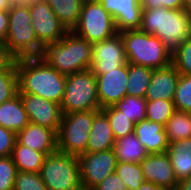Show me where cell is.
<instances>
[{"mask_svg": "<svg viewBox=\"0 0 191 190\" xmlns=\"http://www.w3.org/2000/svg\"><path fill=\"white\" fill-rule=\"evenodd\" d=\"M166 153L178 182L191 176V138L170 142Z\"/></svg>", "mask_w": 191, "mask_h": 190, "instance_id": "7402d4cb", "label": "cell"}, {"mask_svg": "<svg viewBox=\"0 0 191 190\" xmlns=\"http://www.w3.org/2000/svg\"><path fill=\"white\" fill-rule=\"evenodd\" d=\"M93 44L69 31L58 42L47 45L41 55L59 73L70 75L90 69Z\"/></svg>", "mask_w": 191, "mask_h": 190, "instance_id": "3957f363", "label": "cell"}, {"mask_svg": "<svg viewBox=\"0 0 191 190\" xmlns=\"http://www.w3.org/2000/svg\"><path fill=\"white\" fill-rule=\"evenodd\" d=\"M40 176L48 190H72L81 185L77 156L59 152L46 155Z\"/></svg>", "mask_w": 191, "mask_h": 190, "instance_id": "ba28073f", "label": "cell"}, {"mask_svg": "<svg viewBox=\"0 0 191 190\" xmlns=\"http://www.w3.org/2000/svg\"><path fill=\"white\" fill-rule=\"evenodd\" d=\"M136 190H164L152 182L144 181L142 185Z\"/></svg>", "mask_w": 191, "mask_h": 190, "instance_id": "7bdbcfd3", "label": "cell"}, {"mask_svg": "<svg viewBox=\"0 0 191 190\" xmlns=\"http://www.w3.org/2000/svg\"><path fill=\"white\" fill-rule=\"evenodd\" d=\"M113 150L117 162L140 163L148 155L134 133L115 140Z\"/></svg>", "mask_w": 191, "mask_h": 190, "instance_id": "603a6c76", "label": "cell"}, {"mask_svg": "<svg viewBox=\"0 0 191 190\" xmlns=\"http://www.w3.org/2000/svg\"><path fill=\"white\" fill-rule=\"evenodd\" d=\"M134 134L148 154L166 153L169 142L164 125L144 119L135 124Z\"/></svg>", "mask_w": 191, "mask_h": 190, "instance_id": "d6986e66", "label": "cell"}, {"mask_svg": "<svg viewBox=\"0 0 191 190\" xmlns=\"http://www.w3.org/2000/svg\"><path fill=\"white\" fill-rule=\"evenodd\" d=\"M140 30L157 36L173 54L184 40L191 38V19L185 9H142Z\"/></svg>", "mask_w": 191, "mask_h": 190, "instance_id": "7a4b0ae2", "label": "cell"}, {"mask_svg": "<svg viewBox=\"0 0 191 190\" xmlns=\"http://www.w3.org/2000/svg\"><path fill=\"white\" fill-rule=\"evenodd\" d=\"M171 64L180 74L191 75V38L184 40L171 55Z\"/></svg>", "mask_w": 191, "mask_h": 190, "instance_id": "d6a6232c", "label": "cell"}, {"mask_svg": "<svg viewBox=\"0 0 191 190\" xmlns=\"http://www.w3.org/2000/svg\"><path fill=\"white\" fill-rule=\"evenodd\" d=\"M69 31L78 24L83 0H45Z\"/></svg>", "mask_w": 191, "mask_h": 190, "instance_id": "d4e9b609", "label": "cell"}, {"mask_svg": "<svg viewBox=\"0 0 191 190\" xmlns=\"http://www.w3.org/2000/svg\"><path fill=\"white\" fill-rule=\"evenodd\" d=\"M140 165L145 181L152 182L164 190L178 187L179 182L167 153L148 154Z\"/></svg>", "mask_w": 191, "mask_h": 190, "instance_id": "9a60e30c", "label": "cell"}, {"mask_svg": "<svg viewBox=\"0 0 191 190\" xmlns=\"http://www.w3.org/2000/svg\"><path fill=\"white\" fill-rule=\"evenodd\" d=\"M174 111L173 101L163 99L147 101L145 119L165 125Z\"/></svg>", "mask_w": 191, "mask_h": 190, "instance_id": "4dcf8cb0", "label": "cell"}, {"mask_svg": "<svg viewBox=\"0 0 191 190\" xmlns=\"http://www.w3.org/2000/svg\"><path fill=\"white\" fill-rule=\"evenodd\" d=\"M10 156L17 171L40 173L46 155L43 152L35 151L15 141Z\"/></svg>", "mask_w": 191, "mask_h": 190, "instance_id": "cb8c5ba5", "label": "cell"}, {"mask_svg": "<svg viewBox=\"0 0 191 190\" xmlns=\"http://www.w3.org/2000/svg\"><path fill=\"white\" fill-rule=\"evenodd\" d=\"M100 108L115 105L127 95L128 62L115 70L95 75Z\"/></svg>", "mask_w": 191, "mask_h": 190, "instance_id": "5bb4252c", "label": "cell"}, {"mask_svg": "<svg viewBox=\"0 0 191 190\" xmlns=\"http://www.w3.org/2000/svg\"><path fill=\"white\" fill-rule=\"evenodd\" d=\"M18 57L10 50L9 46L0 41V71L16 69Z\"/></svg>", "mask_w": 191, "mask_h": 190, "instance_id": "74e56055", "label": "cell"}, {"mask_svg": "<svg viewBox=\"0 0 191 190\" xmlns=\"http://www.w3.org/2000/svg\"><path fill=\"white\" fill-rule=\"evenodd\" d=\"M128 63L152 69H160L171 64V53L163 42L154 35L140 29L120 32Z\"/></svg>", "mask_w": 191, "mask_h": 190, "instance_id": "277c9868", "label": "cell"}, {"mask_svg": "<svg viewBox=\"0 0 191 190\" xmlns=\"http://www.w3.org/2000/svg\"><path fill=\"white\" fill-rule=\"evenodd\" d=\"M13 190H48L40 173L17 171Z\"/></svg>", "mask_w": 191, "mask_h": 190, "instance_id": "e575fe53", "label": "cell"}, {"mask_svg": "<svg viewBox=\"0 0 191 190\" xmlns=\"http://www.w3.org/2000/svg\"><path fill=\"white\" fill-rule=\"evenodd\" d=\"M115 137L107 116L100 110L95 116L90 130L86 152L113 149Z\"/></svg>", "mask_w": 191, "mask_h": 190, "instance_id": "ffe728a7", "label": "cell"}, {"mask_svg": "<svg viewBox=\"0 0 191 190\" xmlns=\"http://www.w3.org/2000/svg\"><path fill=\"white\" fill-rule=\"evenodd\" d=\"M142 9H155L164 7L167 9H184V0H139Z\"/></svg>", "mask_w": 191, "mask_h": 190, "instance_id": "f35d334b", "label": "cell"}, {"mask_svg": "<svg viewBox=\"0 0 191 190\" xmlns=\"http://www.w3.org/2000/svg\"><path fill=\"white\" fill-rule=\"evenodd\" d=\"M16 141V133L0 126V157L10 156Z\"/></svg>", "mask_w": 191, "mask_h": 190, "instance_id": "8d00e7d4", "label": "cell"}, {"mask_svg": "<svg viewBox=\"0 0 191 190\" xmlns=\"http://www.w3.org/2000/svg\"><path fill=\"white\" fill-rule=\"evenodd\" d=\"M146 103L145 98L126 95L114 106L136 124L146 118Z\"/></svg>", "mask_w": 191, "mask_h": 190, "instance_id": "f546056e", "label": "cell"}, {"mask_svg": "<svg viewBox=\"0 0 191 190\" xmlns=\"http://www.w3.org/2000/svg\"><path fill=\"white\" fill-rule=\"evenodd\" d=\"M173 103L175 110L191 113V75L180 74Z\"/></svg>", "mask_w": 191, "mask_h": 190, "instance_id": "1f68e13d", "label": "cell"}, {"mask_svg": "<svg viewBox=\"0 0 191 190\" xmlns=\"http://www.w3.org/2000/svg\"><path fill=\"white\" fill-rule=\"evenodd\" d=\"M29 124V119L19 93L0 104V126L15 133Z\"/></svg>", "mask_w": 191, "mask_h": 190, "instance_id": "44dd1931", "label": "cell"}, {"mask_svg": "<svg viewBox=\"0 0 191 190\" xmlns=\"http://www.w3.org/2000/svg\"><path fill=\"white\" fill-rule=\"evenodd\" d=\"M185 11L188 13L191 19V3L185 8Z\"/></svg>", "mask_w": 191, "mask_h": 190, "instance_id": "bcb514c9", "label": "cell"}, {"mask_svg": "<svg viewBox=\"0 0 191 190\" xmlns=\"http://www.w3.org/2000/svg\"><path fill=\"white\" fill-rule=\"evenodd\" d=\"M191 3V0H184V9Z\"/></svg>", "mask_w": 191, "mask_h": 190, "instance_id": "7dc6e473", "label": "cell"}, {"mask_svg": "<svg viewBox=\"0 0 191 190\" xmlns=\"http://www.w3.org/2000/svg\"><path fill=\"white\" fill-rule=\"evenodd\" d=\"M72 190H92V189L88 188V187L85 186V185H80V186H78L77 188L72 189Z\"/></svg>", "mask_w": 191, "mask_h": 190, "instance_id": "f6af8a7d", "label": "cell"}, {"mask_svg": "<svg viewBox=\"0 0 191 190\" xmlns=\"http://www.w3.org/2000/svg\"><path fill=\"white\" fill-rule=\"evenodd\" d=\"M9 11H0V41L5 42L9 29Z\"/></svg>", "mask_w": 191, "mask_h": 190, "instance_id": "60d3db41", "label": "cell"}, {"mask_svg": "<svg viewBox=\"0 0 191 190\" xmlns=\"http://www.w3.org/2000/svg\"><path fill=\"white\" fill-rule=\"evenodd\" d=\"M18 93L17 69L0 71V104Z\"/></svg>", "mask_w": 191, "mask_h": 190, "instance_id": "836d02e7", "label": "cell"}, {"mask_svg": "<svg viewBox=\"0 0 191 190\" xmlns=\"http://www.w3.org/2000/svg\"><path fill=\"white\" fill-rule=\"evenodd\" d=\"M115 172L128 190H136L145 181L140 163L117 162Z\"/></svg>", "mask_w": 191, "mask_h": 190, "instance_id": "f1b7e54d", "label": "cell"}, {"mask_svg": "<svg viewBox=\"0 0 191 190\" xmlns=\"http://www.w3.org/2000/svg\"><path fill=\"white\" fill-rule=\"evenodd\" d=\"M29 122L59 131L62 111L61 106L53 101L32 94L19 93Z\"/></svg>", "mask_w": 191, "mask_h": 190, "instance_id": "4fadbf2b", "label": "cell"}, {"mask_svg": "<svg viewBox=\"0 0 191 190\" xmlns=\"http://www.w3.org/2000/svg\"><path fill=\"white\" fill-rule=\"evenodd\" d=\"M100 110L62 114L57 133V150L69 155L79 156L86 153L94 116Z\"/></svg>", "mask_w": 191, "mask_h": 190, "instance_id": "52a82bcc", "label": "cell"}, {"mask_svg": "<svg viewBox=\"0 0 191 190\" xmlns=\"http://www.w3.org/2000/svg\"><path fill=\"white\" fill-rule=\"evenodd\" d=\"M31 21L29 4L14 2L9 10V29L5 43L18 58L41 56L44 51Z\"/></svg>", "mask_w": 191, "mask_h": 190, "instance_id": "5b68a950", "label": "cell"}, {"mask_svg": "<svg viewBox=\"0 0 191 190\" xmlns=\"http://www.w3.org/2000/svg\"><path fill=\"white\" fill-rule=\"evenodd\" d=\"M179 78L180 73L172 64L164 68L153 69L145 100L163 99L173 101Z\"/></svg>", "mask_w": 191, "mask_h": 190, "instance_id": "ac0fdd59", "label": "cell"}, {"mask_svg": "<svg viewBox=\"0 0 191 190\" xmlns=\"http://www.w3.org/2000/svg\"><path fill=\"white\" fill-rule=\"evenodd\" d=\"M114 18L117 32L140 29L142 7L139 0H98Z\"/></svg>", "mask_w": 191, "mask_h": 190, "instance_id": "2e32d148", "label": "cell"}, {"mask_svg": "<svg viewBox=\"0 0 191 190\" xmlns=\"http://www.w3.org/2000/svg\"><path fill=\"white\" fill-rule=\"evenodd\" d=\"M16 141L45 155L57 151V134L52 129L32 122L16 133Z\"/></svg>", "mask_w": 191, "mask_h": 190, "instance_id": "e0dca14e", "label": "cell"}, {"mask_svg": "<svg viewBox=\"0 0 191 190\" xmlns=\"http://www.w3.org/2000/svg\"><path fill=\"white\" fill-rule=\"evenodd\" d=\"M101 111L109 120L115 140L134 133L135 123L114 105L104 107L101 109Z\"/></svg>", "mask_w": 191, "mask_h": 190, "instance_id": "83f0119b", "label": "cell"}, {"mask_svg": "<svg viewBox=\"0 0 191 190\" xmlns=\"http://www.w3.org/2000/svg\"><path fill=\"white\" fill-rule=\"evenodd\" d=\"M126 63L124 43L119 32L93 44L90 70L94 75L103 74L105 70H115Z\"/></svg>", "mask_w": 191, "mask_h": 190, "instance_id": "7c38bea8", "label": "cell"}, {"mask_svg": "<svg viewBox=\"0 0 191 190\" xmlns=\"http://www.w3.org/2000/svg\"><path fill=\"white\" fill-rule=\"evenodd\" d=\"M18 93L32 94L61 104L66 75L51 67L41 56L18 58Z\"/></svg>", "mask_w": 191, "mask_h": 190, "instance_id": "6da1fadb", "label": "cell"}, {"mask_svg": "<svg viewBox=\"0 0 191 190\" xmlns=\"http://www.w3.org/2000/svg\"><path fill=\"white\" fill-rule=\"evenodd\" d=\"M72 31L92 44L101 42L118 33L114 18L98 0L83 2L78 24Z\"/></svg>", "mask_w": 191, "mask_h": 190, "instance_id": "9c48e42d", "label": "cell"}, {"mask_svg": "<svg viewBox=\"0 0 191 190\" xmlns=\"http://www.w3.org/2000/svg\"><path fill=\"white\" fill-rule=\"evenodd\" d=\"M60 106L62 114L101 110L96 77L90 69L66 75V86Z\"/></svg>", "mask_w": 191, "mask_h": 190, "instance_id": "8992f818", "label": "cell"}, {"mask_svg": "<svg viewBox=\"0 0 191 190\" xmlns=\"http://www.w3.org/2000/svg\"><path fill=\"white\" fill-rule=\"evenodd\" d=\"M81 185L93 189L107 176L115 172L117 158L113 149L99 152H86L77 156Z\"/></svg>", "mask_w": 191, "mask_h": 190, "instance_id": "8fae6325", "label": "cell"}, {"mask_svg": "<svg viewBox=\"0 0 191 190\" xmlns=\"http://www.w3.org/2000/svg\"><path fill=\"white\" fill-rule=\"evenodd\" d=\"M14 2H26L28 0H13Z\"/></svg>", "mask_w": 191, "mask_h": 190, "instance_id": "c3c4849f", "label": "cell"}, {"mask_svg": "<svg viewBox=\"0 0 191 190\" xmlns=\"http://www.w3.org/2000/svg\"><path fill=\"white\" fill-rule=\"evenodd\" d=\"M92 190H128L116 172L107 176L101 183Z\"/></svg>", "mask_w": 191, "mask_h": 190, "instance_id": "ab89813d", "label": "cell"}, {"mask_svg": "<svg viewBox=\"0 0 191 190\" xmlns=\"http://www.w3.org/2000/svg\"><path fill=\"white\" fill-rule=\"evenodd\" d=\"M168 142L191 138V113L175 110L164 125Z\"/></svg>", "mask_w": 191, "mask_h": 190, "instance_id": "4316f807", "label": "cell"}, {"mask_svg": "<svg viewBox=\"0 0 191 190\" xmlns=\"http://www.w3.org/2000/svg\"><path fill=\"white\" fill-rule=\"evenodd\" d=\"M13 3V0H0V11H9Z\"/></svg>", "mask_w": 191, "mask_h": 190, "instance_id": "ee69618b", "label": "cell"}, {"mask_svg": "<svg viewBox=\"0 0 191 190\" xmlns=\"http://www.w3.org/2000/svg\"><path fill=\"white\" fill-rule=\"evenodd\" d=\"M177 189L178 190H191V176L179 181Z\"/></svg>", "mask_w": 191, "mask_h": 190, "instance_id": "b9f144b4", "label": "cell"}, {"mask_svg": "<svg viewBox=\"0 0 191 190\" xmlns=\"http://www.w3.org/2000/svg\"><path fill=\"white\" fill-rule=\"evenodd\" d=\"M16 174L11 156L0 157V190H13Z\"/></svg>", "mask_w": 191, "mask_h": 190, "instance_id": "d590c367", "label": "cell"}, {"mask_svg": "<svg viewBox=\"0 0 191 190\" xmlns=\"http://www.w3.org/2000/svg\"><path fill=\"white\" fill-rule=\"evenodd\" d=\"M31 24L39 42L45 47L58 42L69 30L57 18L45 0H28Z\"/></svg>", "mask_w": 191, "mask_h": 190, "instance_id": "30bf717a", "label": "cell"}, {"mask_svg": "<svg viewBox=\"0 0 191 190\" xmlns=\"http://www.w3.org/2000/svg\"><path fill=\"white\" fill-rule=\"evenodd\" d=\"M153 69L128 63L127 95L145 98Z\"/></svg>", "mask_w": 191, "mask_h": 190, "instance_id": "484cf974", "label": "cell"}]
</instances>
